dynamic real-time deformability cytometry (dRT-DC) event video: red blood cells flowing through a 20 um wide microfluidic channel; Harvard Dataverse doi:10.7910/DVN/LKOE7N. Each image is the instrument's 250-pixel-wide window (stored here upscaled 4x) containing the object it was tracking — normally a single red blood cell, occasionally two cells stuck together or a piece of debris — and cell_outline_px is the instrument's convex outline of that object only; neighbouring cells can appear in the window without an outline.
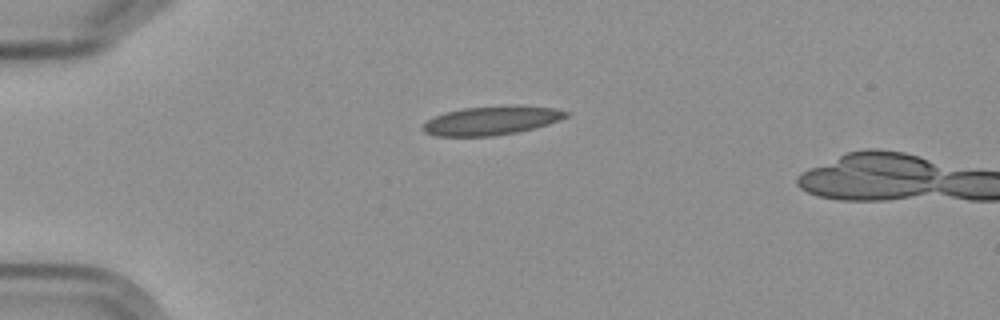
{"species": "Egyptian fruit bat (a non-hibernating species)", "species_latin": "Rousettus aegyptiacus", "temperature_condition": "cold", "stored_images_in_passage": 1, "camera_frame_rate_fps": 3000, "um_per_image_px": 0.085, "frame": {"image": 1, "passage_image": 1, "time_ms": 0.0, "image_size_px": [1000, 320], "cell_outline_px": [[572, 112], [568, 116], [560, 120], [548, 124], [516, 132], [492, 136], [436, 136], [424, 132], [420, 128], [428, 120], [444, 112], [464, 108], [512, 104], [524, 104], [556, 108]], "centroid_in_image_um": [41.83, 10.22], "position_along_channel_um": 43.2, "area_um2": 24.45}}